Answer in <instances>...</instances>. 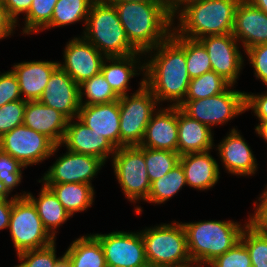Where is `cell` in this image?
I'll return each instance as SVG.
<instances>
[{
  "mask_svg": "<svg viewBox=\"0 0 267 267\" xmlns=\"http://www.w3.org/2000/svg\"><path fill=\"white\" fill-rule=\"evenodd\" d=\"M101 73L119 96L130 94L133 78H144V54L136 53L125 57H106L101 66ZM142 74V75H141Z\"/></svg>",
  "mask_w": 267,
  "mask_h": 267,
  "instance_id": "25",
  "label": "cell"
},
{
  "mask_svg": "<svg viewBox=\"0 0 267 267\" xmlns=\"http://www.w3.org/2000/svg\"><path fill=\"white\" fill-rule=\"evenodd\" d=\"M58 66V61L41 59L15 62L11 70L17 77L22 99L26 101L39 100L50 76Z\"/></svg>",
  "mask_w": 267,
  "mask_h": 267,
  "instance_id": "23",
  "label": "cell"
},
{
  "mask_svg": "<svg viewBox=\"0 0 267 267\" xmlns=\"http://www.w3.org/2000/svg\"><path fill=\"white\" fill-rule=\"evenodd\" d=\"M160 106L157 98L144 84V78L140 79L134 93L119 98L120 147L141 144L145 129Z\"/></svg>",
  "mask_w": 267,
  "mask_h": 267,
  "instance_id": "8",
  "label": "cell"
},
{
  "mask_svg": "<svg viewBox=\"0 0 267 267\" xmlns=\"http://www.w3.org/2000/svg\"><path fill=\"white\" fill-rule=\"evenodd\" d=\"M190 80L184 36L172 31L165 41L144 54V84L161 106H179L187 95Z\"/></svg>",
  "mask_w": 267,
  "mask_h": 267,
  "instance_id": "1",
  "label": "cell"
},
{
  "mask_svg": "<svg viewBox=\"0 0 267 267\" xmlns=\"http://www.w3.org/2000/svg\"><path fill=\"white\" fill-rule=\"evenodd\" d=\"M77 118L97 134L120 148L119 100L110 103L80 105Z\"/></svg>",
  "mask_w": 267,
  "mask_h": 267,
  "instance_id": "21",
  "label": "cell"
},
{
  "mask_svg": "<svg viewBox=\"0 0 267 267\" xmlns=\"http://www.w3.org/2000/svg\"><path fill=\"white\" fill-rule=\"evenodd\" d=\"M206 267H252L250 254L240 240L229 251L218 256Z\"/></svg>",
  "mask_w": 267,
  "mask_h": 267,
  "instance_id": "41",
  "label": "cell"
},
{
  "mask_svg": "<svg viewBox=\"0 0 267 267\" xmlns=\"http://www.w3.org/2000/svg\"><path fill=\"white\" fill-rule=\"evenodd\" d=\"M184 51L186 67L191 79L212 71L208 52L199 40L184 37Z\"/></svg>",
  "mask_w": 267,
  "mask_h": 267,
  "instance_id": "37",
  "label": "cell"
},
{
  "mask_svg": "<svg viewBox=\"0 0 267 267\" xmlns=\"http://www.w3.org/2000/svg\"><path fill=\"white\" fill-rule=\"evenodd\" d=\"M95 0H58L52 14L51 23L44 29L52 30L56 27H66L83 22V31L86 26L87 17L91 4Z\"/></svg>",
  "mask_w": 267,
  "mask_h": 267,
  "instance_id": "30",
  "label": "cell"
},
{
  "mask_svg": "<svg viewBox=\"0 0 267 267\" xmlns=\"http://www.w3.org/2000/svg\"><path fill=\"white\" fill-rule=\"evenodd\" d=\"M213 149L205 152L181 155L179 163L184 173L187 187L197 191H208L219 182L221 170L218 159L211 155Z\"/></svg>",
  "mask_w": 267,
  "mask_h": 267,
  "instance_id": "22",
  "label": "cell"
},
{
  "mask_svg": "<svg viewBox=\"0 0 267 267\" xmlns=\"http://www.w3.org/2000/svg\"><path fill=\"white\" fill-rule=\"evenodd\" d=\"M109 4H120L126 2H147V3H165L164 0H105Z\"/></svg>",
  "mask_w": 267,
  "mask_h": 267,
  "instance_id": "52",
  "label": "cell"
},
{
  "mask_svg": "<svg viewBox=\"0 0 267 267\" xmlns=\"http://www.w3.org/2000/svg\"><path fill=\"white\" fill-rule=\"evenodd\" d=\"M61 147V144L55 145L45 135L24 124L0 137V149L26 168L54 157Z\"/></svg>",
  "mask_w": 267,
  "mask_h": 267,
  "instance_id": "11",
  "label": "cell"
},
{
  "mask_svg": "<svg viewBox=\"0 0 267 267\" xmlns=\"http://www.w3.org/2000/svg\"><path fill=\"white\" fill-rule=\"evenodd\" d=\"M25 169L26 167L19 161L0 149V194L13 198H25L28 191L21 190L20 193L12 194L16 191L14 189L20 186Z\"/></svg>",
  "mask_w": 267,
  "mask_h": 267,
  "instance_id": "32",
  "label": "cell"
},
{
  "mask_svg": "<svg viewBox=\"0 0 267 267\" xmlns=\"http://www.w3.org/2000/svg\"><path fill=\"white\" fill-rule=\"evenodd\" d=\"M149 266L193 265L184 226L175 219L140 230Z\"/></svg>",
  "mask_w": 267,
  "mask_h": 267,
  "instance_id": "6",
  "label": "cell"
},
{
  "mask_svg": "<svg viewBox=\"0 0 267 267\" xmlns=\"http://www.w3.org/2000/svg\"><path fill=\"white\" fill-rule=\"evenodd\" d=\"M26 100L20 99L0 107V137L15 127L23 125Z\"/></svg>",
  "mask_w": 267,
  "mask_h": 267,
  "instance_id": "40",
  "label": "cell"
},
{
  "mask_svg": "<svg viewBox=\"0 0 267 267\" xmlns=\"http://www.w3.org/2000/svg\"><path fill=\"white\" fill-rule=\"evenodd\" d=\"M244 53L255 78L267 87V43L253 46Z\"/></svg>",
  "mask_w": 267,
  "mask_h": 267,
  "instance_id": "42",
  "label": "cell"
},
{
  "mask_svg": "<svg viewBox=\"0 0 267 267\" xmlns=\"http://www.w3.org/2000/svg\"><path fill=\"white\" fill-rule=\"evenodd\" d=\"M240 1L189 0L173 13V31L195 40L208 35L232 33Z\"/></svg>",
  "mask_w": 267,
  "mask_h": 267,
  "instance_id": "3",
  "label": "cell"
},
{
  "mask_svg": "<svg viewBox=\"0 0 267 267\" xmlns=\"http://www.w3.org/2000/svg\"><path fill=\"white\" fill-rule=\"evenodd\" d=\"M230 85L224 92L204 99L184 100L178 107L190 118L212 130L245 114V91ZM235 88V89H234Z\"/></svg>",
  "mask_w": 267,
  "mask_h": 267,
  "instance_id": "9",
  "label": "cell"
},
{
  "mask_svg": "<svg viewBox=\"0 0 267 267\" xmlns=\"http://www.w3.org/2000/svg\"><path fill=\"white\" fill-rule=\"evenodd\" d=\"M232 35L245 51L267 43V14L247 0H241L236 7Z\"/></svg>",
  "mask_w": 267,
  "mask_h": 267,
  "instance_id": "20",
  "label": "cell"
},
{
  "mask_svg": "<svg viewBox=\"0 0 267 267\" xmlns=\"http://www.w3.org/2000/svg\"><path fill=\"white\" fill-rule=\"evenodd\" d=\"M16 28V23L8 16L6 8L0 1V41L16 34Z\"/></svg>",
  "mask_w": 267,
  "mask_h": 267,
  "instance_id": "47",
  "label": "cell"
},
{
  "mask_svg": "<svg viewBox=\"0 0 267 267\" xmlns=\"http://www.w3.org/2000/svg\"><path fill=\"white\" fill-rule=\"evenodd\" d=\"M240 240L249 251L252 267H267V235L247 224Z\"/></svg>",
  "mask_w": 267,
  "mask_h": 267,
  "instance_id": "38",
  "label": "cell"
},
{
  "mask_svg": "<svg viewBox=\"0 0 267 267\" xmlns=\"http://www.w3.org/2000/svg\"><path fill=\"white\" fill-rule=\"evenodd\" d=\"M214 130L190 118L178 107L177 153L205 152L215 148Z\"/></svg>",
  "mask_w": 267,
  "mask_h": 267,
  "instance_id": "26",
  "label": "cell"
},
{
  "mask_svg": "<svg viewBox=\"0 0 267 267\" xmlns=\"http://www.w3.org/2000/svg\"><path fill=\"white\" fill-rule=\"evenodd\" d=\"M198 40L208 52L212 71L222 76L231 85L236 86L246 65L245 55H243L245 50H241L243 48L237 39L232 33H228L208 35Z\"/></svg>",
  "mask_w": 267,
  "mask_h": 267,
  "instance_id": "14",
  "label": "cell"
},
{
  "mask_svg": "<svg viewBox=\"0 0 267 267\" xmlns=\"http://www.w3.org/2000/svg\"><path fill=\"white\" fill-rule=\"evenodd\" d=\"M65 251L71 257L72 267H107L103 248L92 233L75 238Z\"/></svg>",
  "mask_w": 267,
  "mask_h": 267,
  "instance_id": "29",
  "label": "cell"
},
{
  "mask_svg": "<svg viewBox=\"0 0 267 267\" xmlns=\"http://www.w3.org/2000/svg\"><path fill=\"white\" fill-rule=\"evenodd\" d=\"M187 186L185 173L180 163L160 179L151 183L149 196L145 202L151 205H162L177 196Z\"/></svg>",
  "mask_w": 267,
  "mask_h": 267,
  "instance_id": "31",
  "label": "cell"
},
{
  "mask_svg": "<svg viewBox=\"0 0 267 267\" xmlns=\"http://www.w3.org/2000/svg\"><path fill=\"white\" fill-rule=\"evenodd\" d=\"M55 267H72L71 257L66 251L57 257Z\"/></svg>",
  "mask_w": 267,
  "mask_h": 267,
  "instance_id": "50",
  "label": "cell"
},
{
  "mask_svg": "<svg viewBox=\"0 0 267 267\" xmlns=\"http://www.w3.org/2000/svg\"><path fill=\"white\" fill-rule=\"evenodd\" d=\"M130 44L145 54L165 41L173 31V13L166 3L126 2L111 4Z\"/></svg>",
  "mask_w": 267,
  "mask_h": 267,
  "instance_id": "2",
  "label": "cell"
},
{
  "mask_svg": "<svg viewBox=\"0 0 267 267\" xmlns=\"http://www.w3.org/2000/svg\"><path fill=\"white\" fill-rule=\"evenodd\" d=\"M16 198L0 194V231L8 230L13 201Z\"/></svg>",
  "mask_w": 267,
  "mask_h": 267,
  "instance_id": "48",
  "label": "cell"
},
{
  "mask_svg": "<svg viewBox=\"0 0 267 267\" xmlns=\"http://www.w3.org/2000/svg\"><path fill=\"white\" fill-rule=\"evenodd\" d=\"M33 0H3V6L6 8L8 16L21 28L18 16L23 17L28 13Z\"/></svg>",
  "mask_w": 267,
  "mask_h": 267,
  "instance_id": "46",
  "label": "cell"
},
{
  "mask_svg": "<svg viewBox=\"0 0 267 267\" xmlns=\"http://www.w3.org/2000/svg\"><path fill=\"white\" fill-rule=\"evenodd\" d=\"M44 185L52 190L71 217L76 213L88 211L95 204L96 191L93 185L84 183Z\"/></svg>",
  "mask_w": 267,
  "mask_h": 267,
  "instance_id": "28",
  "label": "cell"
},
{
  "mask_svg": "<svg viewBox=\"0 0 267 267\" xmlns=\"http://www.w3.org/2000/svg\"><path fill=\"white\" fill-rule=\"evenodd\" d=\"M149 267H194V265H159V266H149Z\"/></svg>",
  "mask_w": 267,
  "mask_h": 267,
  "instance_id": "54",
  "label": "cell"
},
{
  "mask_svg": "<svg viewBox=\"0 0 267 267\" xmlns=\"http://www.w3.org/2000/svg\"><path fill=\"white\" fill-rule=\"evenodd\" d=\"M119 98L101 72L79 84L80 105L110 103Z\"/></svg>",
  "mask_w": 267,
  "mask_h": 267,
  "instance_id": "33",
  "label": "cell"
},
{
  "mask_svg": "<svg viewBox=\"0 0 267 267\" xmlns=\"http://www.w3.org/2000/svg\"><path fill=\"white\" fill-rule=\"evenodd\" d=\"M56 155L48 170L40 179L43 184L59 183H84L92 184L98 173L106 163L96 156L74 153L66 149V152Z\"/></svg>",
  "mask_w": 267,
  "mask_h": 267,
  "instance_id": "13",
  "label": "cell"
},
{
  "mask_svg": "<svg viewBox=\"0 0 267 267\" xmlns=\"http://www.w3.org/2000/svg\"><path fill=\"white\" fill-rule=\"evenodd\" d=\"M38 101L73 119L80 109L79 85L58 66Z\"/></svg>",
  "mask_w": 267,
  "mask_h": 267,
  "instance_id": "17",
  "label": "cell"
},
{
  "mask_svg": "<svg viewBox=\"0 0 267 267\" xmlns=\"http://www.w3.org/2000/svg\"><path fill=\"white\" fill-rule=\"evenodd\" d=\"M109 162L125 200L134 204L133 210L137 215L142 214L144 210L139 204L147 200L151 188L144 147L122 146L116 149Z\"/></svg>",
  "mask_w": 267,
  "mask_h": 267,
  "instance_id": "7",
  "label": "cell"
},
{
  "mask_svg": "<svg viewBox=\"0 0 267 267\" xmlns=\"http://www.w3.org/2000/svg\"><path fill=\"white\" fill-rule=\"evenodd\" d=\"M247 1L267 14V0H247Z\"/></svg>",
  "mask_w": 267,
  "mask_h": 267,
  "instance_id": "53",
  "label": "cell"
},
{
  "mask_svg": "<svg viewBox=\"0 0 267 267\" xmlns=\"http://www.w3.org/2000/svg\"><path fill=\"white\" fill-rule=\"evenodd\" d=\"M187 238L188 252L194 267H206L240 241L248 224L234 220H199L181 222Z\"/></svg>",
  "mask_w": 267,
  "mask_h": 267,
  "instance_id": "4",
  "label": "cell"
},
{
  "mask_svg": "<svg viewBox=\"0 0 267 267\" xmlns=\"http://www.w3.org/2000/svg\"><path fill=\"white\" fill-rule=\"evenodd\" d=\"M22 99L19 83L12 70L0 71V107L12 101Z\"/></svg>",
  "mask_w": 267,
  "mask_h": 267,
  "instance_id": "44",
  "label": "cell"
},
{
  "mask_svg": "<svg viewBox=\"0 0 267 267\" xmlns=\"http://www.w3.org/2000/svg\"><path fill=\"white\" fill-rule=\"evenodd\" d=\"M8 230L16 255L49 246L55 241L27 197L13 201Z\"/></svg>",
  "mask_w": 267,
  "mask_h": 267,
  "instance_id": "10",
  "label": "cell"
},
{
  "mask_svg": "<svg viewBox=\"0 0 267 267\" xmlns=\"http://www.w3.org/2000/svg\"><path fill=\"white\" fill-rule=\"evenodd\" d=\"M179 158L177 152L144 147V160L150 182L160 179L172 170L179 163Z\"/></svg>",
  "mask_w": 267,
  "mask_h": 267,
  "instance_id": "36",
  "label": "cell"
},
{
  "mask_svg": "<svg viewBox=\"0 0 267 267\" xmlns=\"http://www.w3.org/2000/svg\"><path fill=\"white\" fill-rule=\"evenodd\" d=\"M168 9L174 13L178 8H180L185 2L189 0H164Z\"/></svg>",
  "mask_w": 267,
  "mask_h": 267,
  "instance_id": "51",
  "label": "cell"
},
{
  "mask_svg": "<svg viewBox=\"0 0 267 267\" xmlns=\"http://www.w3.org/2000/svg\"><path fill=\"white\" fill-rule=\"evenodd\" d=\"M264 190H266V191H267V183L265 184Z\"/></svg>",
  "mask_w": 267,
  "mask_h": 267,
  "instance_id": "55",
  "label": "cell"
},
{
  "mask_svg": "<svg viewBox=\"0 0 267 267\" xmlns=\"http://www.w3.org/2000/svg\"><path fill=\"white\" fill-rule=\"evenodd\" d=\"M231 84L214 71L190 80L184 100L204 99L224 92Z\"/></svg>",
  "mask_w": 267,
  "mask_h": 267,
  "instance_id": "35",
  "label": "cell"
},
{
  "mask_svg": "<svg viewBox=\"0 0 267 267\" xmlns=\"http://www.w3.org/2000/svg\"><path fill=\"white\" fill-rule=\"evenodd\" d=\"M240 131L232 126L226 136L215 144L214 151L217 152L218 161L220 160L226 173L238 178H249L257 174L259 164L254 151Z\"/></svg>",
  "mask_w": 267,
  "mask_h": 267,
  "instance_id": "15",
  "label": "cell"
},
{
  "mask_svg": "<svg viewBox=\"0 0 267 267\" xmlns=\"http://www.w3.org/2000/svg\"><path fill=\"white\" fill-rule=\"evenodd\" d=\"M178 106H160L149 121L139 146L177 152Z\"/></svg>",
  "mask_w": 267,
  "mask_h": 267,
  "instance_id": "19",
  "label": "cell"
},
{
  "mask_svg": "<svg viewBox=\"0 0 267 267\" xmlns=\"http://www.w3.org/2000/svg\"><path fill=\"white\" fill-rule=\"evenodd\" d=\"M69 119L61 112L36 101H27L23 124L45 135L55 145L62 143Z\"/></svg>",
  "mask_w": 267,
  "mask_h": 267,
  "instance_id": "24",
  "label": "cell"
},
{
  "mask_svg": "<svg viewBox=\"0 0 267 267\" xmlns=\"http://www.w3.org/2000/svg\"><path fill=\"white\" fill-rule=\"evenodd\" d=\"M58 0H33L28 13L22 18V35H35L43 32L51 23L54 7Z\"/></svg>",
  "mask_w": 267,
  "mask_h": 267,
  "instance_id": "34",
  "label": "cell"
},
{
  "mask_svg": "<svg viewBox=\"0 0 267 267\" xmlns=\"http://www.w3.org/2000/svg\"><path fill=\"white\" fill-rule=\"evenodd\" d=\"M254 132L257 137L262 138L267 144V121L266 122H258L254 127ZM267 154V153H266Z\"/></svg>",
  "mask_w": 267,
  "mask_h": 267,
  "instance_id": "49",
  "label": "cell"
},
{
  "mask_svg": "<svg viewBox=\"0 0 267 267\" xmlns=\"http://www.w3.org/2000/svg\"><path fill=\"white\" fill-rule=\"evenodd\" d=\"M56 240L49 246L17 254L18 265L12 267H55L57 259Z\"/></svg>",
  "mask_w": 267,
  "mask_h": 267,
  "instance_id": "39",
  "label": "cell"
},
{
  "mask_svg": "<svg viewBox=\"0 0 267 267\" xmlns=\"http://www.w3.org/2000/svg\"><path fill=\"white\" fill-rule=\"evenodd\" d=\"M81 33L105 57H125L139 53L130 44L117 9L105 0H95L91 4L85 29Z\"/></svg>",
  "mask_w": 267,
  "mask_h": 267,
  "instance_id": "5",
  "label": "cell"
},
{
  "mask_svg": "<svg viewBox=\"0 0 267 267\" xmlns=\"http://www.w3.org/2000/svg\"><path fill=\"white\" fill-rule=\"evenodd\" d=\"M63 62L59 66L79 85L101 72L106 58L93 44L82 35L73 36L63 48Z\"/></svg>",
  "mask_w": 267,
  "mask_h": 267,
  "instance_id": "16",
  "label": "cell"
},
{
  "mask_svg": "<svg viewBox=\"0 0 267 267\" xmlns=\"http://www.w3.org/2000/svg\"><path fill=\"white\" fill-rule=\"evenodd\" d=\"M253 201L254 213H248V224L257 232L267 235V191L263 190Z\"/></svg>",
  "mask_w": 267,
  "mask_h": 267,
  "instance_id": "43",
  "label": "cell"
},
{
  "mask_svg": "<svg viewBox=\"0 0 267 267\" xmlns=\"http://www.w3.org/2000/svg\"><path fill=\"white\" fill-rule=\"evenodd\" d=\"M61 145L74 153L96 156L105 163L113 157L116 151V148L104 136L88 128L77 117L68 121Z\"/></svg>",
  "mask_w": 267,
  "mask_h": 267,
  "instance_id": "18",
  "label": "cell"
},
{
  "mask_svg": "<svg viewBox=\"0 0 267 267\" xmlns=\"http://www.w3.org/2000/svg\"><path fill=\"white\" fill-rule=\"evenodd\" d=\"M92 234L103 248L107 267H149L140 230Z\"/></svg>",
  "mask_w": 267,
  "mask_h": 267,
  "instance_id": "12",
  "label": "cell"
},
{
  "mask_svg": "<svg viewBox=\"0 0 267 267\" xmlns=\"http://www.w3.org/2000/svg\"><path fill=\"white\" fill-rule=\"evenodd\" d=\"M37 182L41 183L38 196L35 197V195L28 191L26 197L35 206L45 229L55 240H57L56 235H58L57 233H60L58 232L60 226H63L72 217L65 210L52 190L39 180H37Z\"/></svg>",
  "mask_w": 267,
  "mask_h": 267,
  "instance_id": "27",
  "label": "cell"
},
{
  "mask_svg": "<svg viewBox=\"0 0 267 267\" xmlns=\"http://www.w3.org/2000/svg\"><path fill=\"white\" fill-rule=\"evenodd\" d=\"M245 110H251L258 122L267 121V91L261 93L245 92Z\"/></svg>",
  "mask_w": 267,
  "mask_h": 267,
  "instance_id": "45",
  "label": "cell"
}]
</instances>
